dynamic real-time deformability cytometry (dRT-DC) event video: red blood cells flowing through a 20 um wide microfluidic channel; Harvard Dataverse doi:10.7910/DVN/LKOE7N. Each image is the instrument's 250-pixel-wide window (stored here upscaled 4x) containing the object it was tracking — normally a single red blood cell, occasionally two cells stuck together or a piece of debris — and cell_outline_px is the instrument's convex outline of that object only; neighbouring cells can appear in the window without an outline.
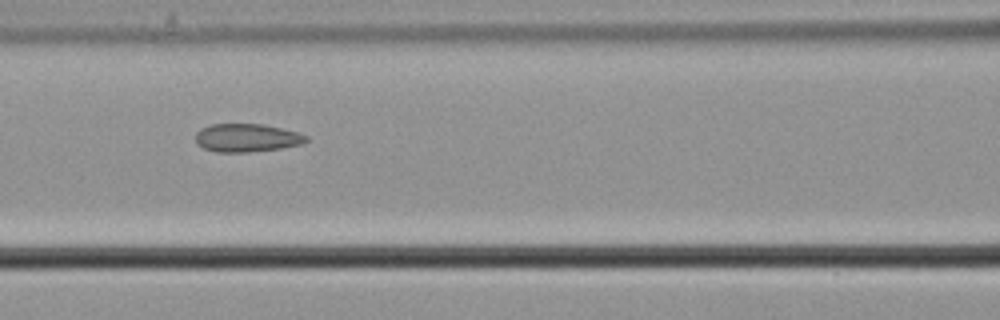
{"species": "common noctule bat (a hibernating species)", "species_latin": "Nyctalus noctula", "temperature_condition": "cold", "stored_images_in_passage": 9, "camera_frame_rate_fps": 3000, "um_per_image_px": 0.085, "animal": {"sex": "male", "body_mass_g": 21.5, "forearm_length_mm": 52.0}, "frame": {"image": 1, "passage_image": 6, "time_ms": 1.667, "image_size_px": [1000, 320], "cell_outline_px": [[308, 140], [304, 144], [280, 148], [248, 152], [216, 152], [204, 148], [196, 144], [196, 132], [200, 128], [212, 124], [264, 124], [300, 132], [308, 136]], "centroid_in_image_um": [21.0, 11.71], "position_along_channel_um": 145.6, "area_um2": 18.38}}
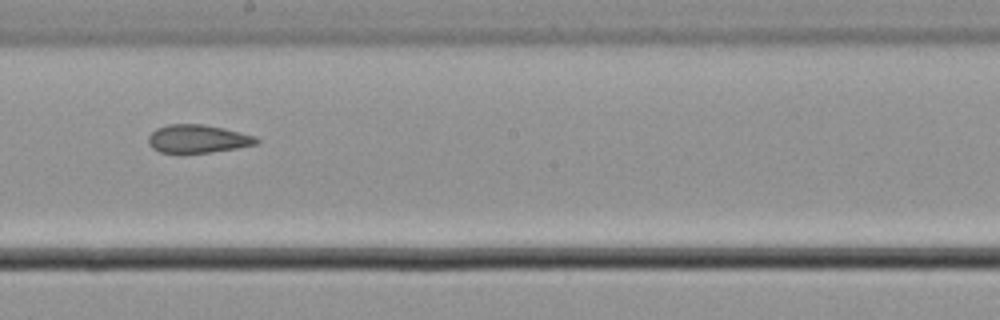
{"frame": {"image": 2, "passage_image": 8, "time_ms": 2.333, "image_size_px": [1000, 320], "cell_outline_px": [[260, 140], [256, 144], [236, 148], [208, 152], [160, 152], [152, 148], [148, 144], [148, 136], [156, 128], [168, 124], [204, 124], [224, 128], [256, 136]], "centroid_in_image_um": [16.8, 11.78], "position_along_channel_um": 231.4, "area_um2": 17.63}}
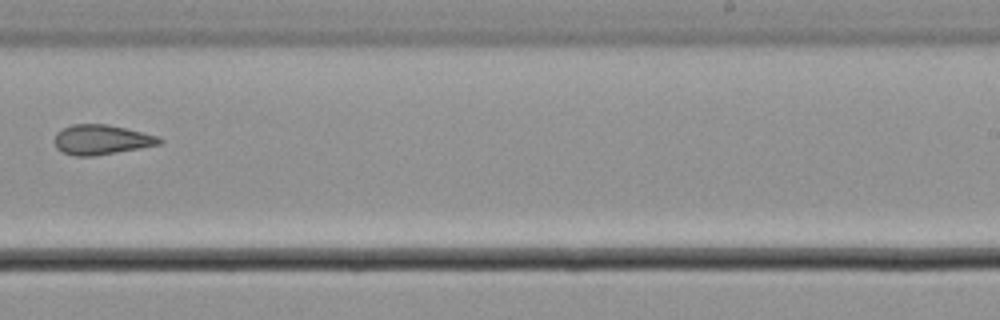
{"frame": {"image": 3, "passage_image": 9, "time_ms": 2.667, "image_size_px": [1000, 320], "cell_outline_px": [[164, 140], [160, 144], [140, 148], [92, 156], [72, 156], [56, 148], [56, 132], [72, 124], [108, 124], [160, 136]], "centroid_in_image_um": [8.65, 11.87], "position_along_channel_um": 280.3, "area_um2": 18.15}}